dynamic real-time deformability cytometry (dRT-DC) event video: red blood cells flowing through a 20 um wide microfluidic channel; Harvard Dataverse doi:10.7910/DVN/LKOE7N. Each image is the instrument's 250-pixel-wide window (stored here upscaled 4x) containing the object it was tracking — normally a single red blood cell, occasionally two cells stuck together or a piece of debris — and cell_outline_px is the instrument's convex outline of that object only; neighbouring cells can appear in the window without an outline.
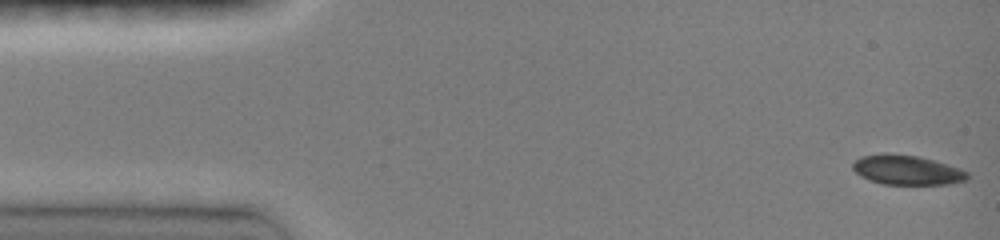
{"species": "common noctule bat (a hibernating species)", "species_latin": "Nyctalus noctula", "temperature_condition": "room temperature", "stored_images_in_passage": 51, "camera_frame_rate_fps": 3000, "um_per_image_px": 0.085, "animal": {"sex": "female", "body_mass_g": 19.0, "forearm_length_mm": 51.5}, "frame": {"image": 1, "passage_image": 1, "time_ms": 0.0, "image_size_px": [1000, 240], "cell_outline_px": [[968, 180], [948, 184], [884, 184], [860, 176], [852, 168], [852, 164], [860, 156], [884, 152], [916, 156], [932, 160], [960, 168], [968, 172]], "centroid_in_image_um": [77.07, 14.44], "position_along_channel_um": 7.9, "area_um2": 19.71}}
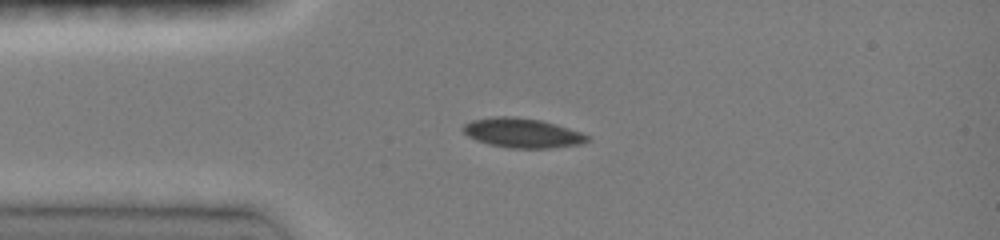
{"frame": {"image": 2, "passage_image": 24, "time_ms": 3.333, "image_size_px": [1000, 240], "cell_outline_px": [[592, 140], [584, 144], [552, 148], [508, 148], [488, 144], [476, 140], [468, 136], [460, 128], [464, 124], [472, 120], [496, 116], [516, 116], [540, 120], [556, 124], [580, 132], [588, 136]], "centroid_in_image_um": [44.41, 11.31], "position_along_channel_um": 40.6, "area_um2": 21.62}}
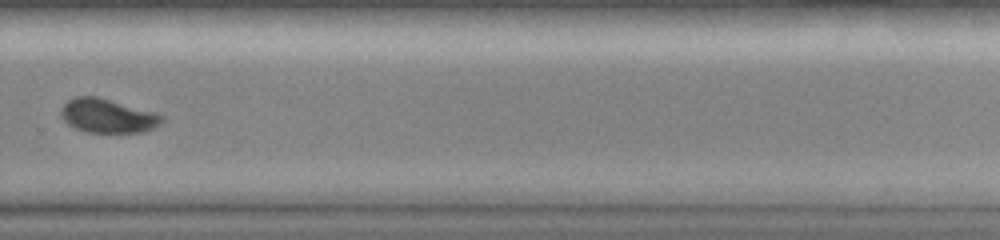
{"frame": {"image": 3, "passage_image": 51, "time_ms": 10.667, "image_size_px": [1000, 240], "cell_outline_px": [[164, 120], [160, 124], [144, 132], [84, 132], [68, 124], [64, 120], [60, 112], [60, 108], [68, 100], [76, 96], [96, 96], [156, 112], [164, 116]], "centroid_in_image_um": [9.16, 9.84], "position_along_channel_um": 320.6, "area_um2": 20.0}}